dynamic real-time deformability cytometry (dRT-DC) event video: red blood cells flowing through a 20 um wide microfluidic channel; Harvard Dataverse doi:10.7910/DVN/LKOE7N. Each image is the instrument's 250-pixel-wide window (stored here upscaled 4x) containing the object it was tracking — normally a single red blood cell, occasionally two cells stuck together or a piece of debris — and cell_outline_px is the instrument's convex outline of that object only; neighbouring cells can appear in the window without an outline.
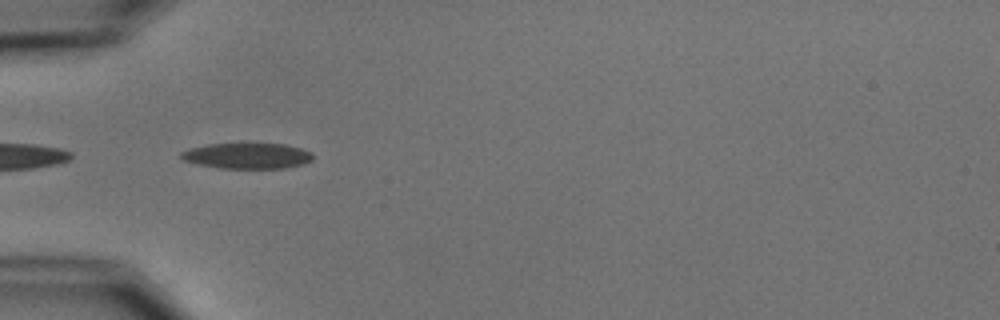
{"species": "common noctule bat (a hibernating species)", "species_latin": "Nyctalus noctula", "temperature_condition": "cold", "stored_images_in_passage": 6, "camera_frame_rate_fps": 3000, "um_per_image_px": 0.085, "animal": {"sex": "male", "body_mass_g": 15.6}, "frame": {"image": 1, "passage_image": 5, "time_ms": 5.667, "image_size_px": [1000, 320], "cell_outline_px": [[312, 160], [304, 164], [284, 168], [220, 168], [196, 164], [184, 160], [180, 156], [180, 152], [188, 148], [208, 144], [284, 144], [300, 148], [312, 152]], "centroid_in_image_um": [21.0, 13.25], "position_along_channel_um": 64.0, "area_um2": 19.71}}